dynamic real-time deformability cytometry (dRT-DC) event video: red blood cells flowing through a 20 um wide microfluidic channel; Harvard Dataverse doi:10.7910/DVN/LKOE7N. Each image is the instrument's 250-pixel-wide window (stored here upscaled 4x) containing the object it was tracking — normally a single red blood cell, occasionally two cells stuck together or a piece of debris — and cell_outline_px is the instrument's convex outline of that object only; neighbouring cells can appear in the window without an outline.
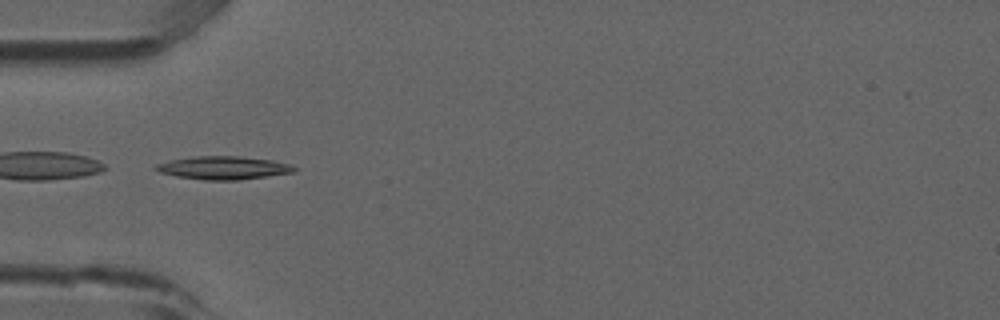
{"species": "common noctule bat (a hibernating species)", "species_latin": "Nyctalus noctula", "temperature_condition": "room temperature", "stored_images_in_passage": 2, "camera_frame_rate_fps": 3000, "um_per_image_px": 0.085, "animal": {"sex": "male", "forearm_length_mm": 52.5}, "frame": {"image": 1, "passage_image": 1, "time_ms": 0.0, "image_size_px": [1000, 320], "cell_outline_px": [[300, 168], [292, 172], [240, 180], [204, 180], [176, 176], [160, 172], [152, 168], [156, 164], [168, 160], [192, 156], [240, 156], [272, 160], [292, 164]], "centroid_in_image_um": [18.98, 14.25], "position_along_channel_um": 66.0, "area_um2": 18.84}}